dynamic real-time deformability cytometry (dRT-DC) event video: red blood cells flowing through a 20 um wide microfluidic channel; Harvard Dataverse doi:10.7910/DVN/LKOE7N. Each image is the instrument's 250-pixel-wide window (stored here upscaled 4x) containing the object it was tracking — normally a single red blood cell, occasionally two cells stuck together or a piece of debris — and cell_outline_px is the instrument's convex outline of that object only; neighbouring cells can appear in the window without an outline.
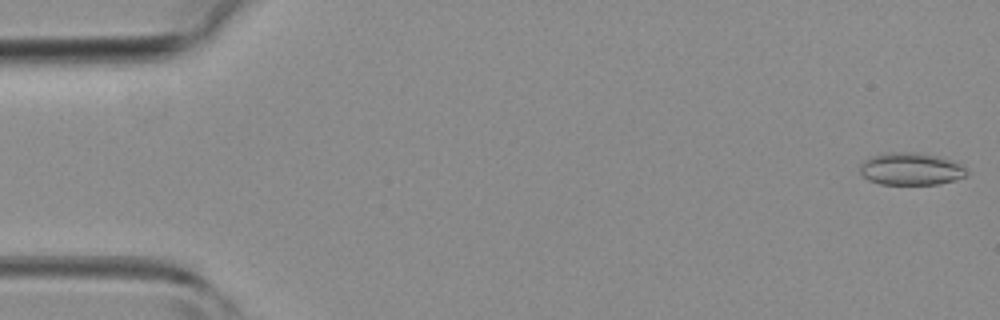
{"species": "common noctule bat (a hibernating species)", "species_latin": "Nyctalus noctula", "temperature_condition": "room temperature", "stored_images_in_passage": 15, "camera_frame_rate_fps": 3000, "um_per_image_px": 0.085, "animal": {"sex": "female", "body_mass_g": 19.3, "forearm_length_mm": 54.1}, "frame": {"image": 1, "passage_image": 1, "time_ms": 0.0, "image_size_px": [1000, 320], "cell_outline_px": [[968, 172], [964, 176], [956, 180], [936, 184], [880, 184], [868, 180], [860, 172], [860, 164], [868, 156], [880, 152], [916, 152], [940, 156], [952, 160], [960, 164]], "centroid_in_image_um": [77.38, 14.34], "position_along_channel_um": 7.6, "area_um2": 20.4}}